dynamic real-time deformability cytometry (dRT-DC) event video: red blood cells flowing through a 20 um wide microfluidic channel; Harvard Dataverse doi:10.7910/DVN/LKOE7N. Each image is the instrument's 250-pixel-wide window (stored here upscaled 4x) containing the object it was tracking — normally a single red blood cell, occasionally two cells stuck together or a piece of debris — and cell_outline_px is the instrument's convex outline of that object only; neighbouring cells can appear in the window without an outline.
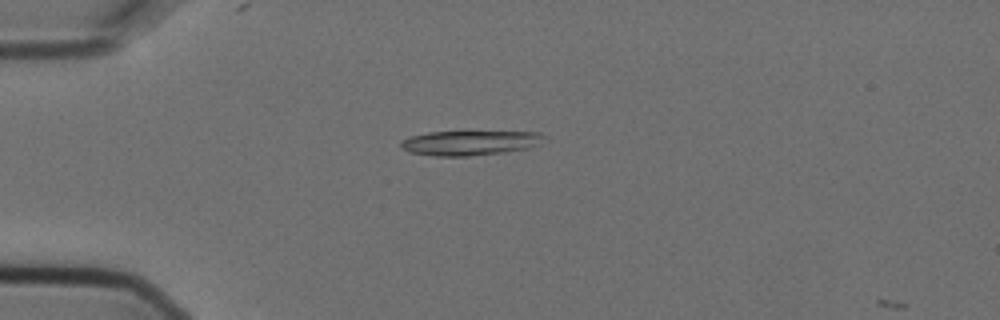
{"species": "Egyptian fruit bat (a non-hibernating species)", "species_latin": "Rousettus aegyptiacus", "temperature_condition": "cold", "stored_images_in_passage": 2, "camera_frame_rate_fps": 3000, "um_per_image_px": 0.085, "animal": {"sex": "female"}, "frame": {"image": 1, "passage_image": 1, "time_ms": 0.0, "image_size_px": [1000, 320], "cell_outline_px": [[548, 136], [540, 144], [528, 148], [504, 152], [468, 156], [432, 156], [408, 152], [400, 148], [400, 144], [404, 140], [412, 136], [428, 132], [540, 132]], "centroid_in_image_um": [39.97, 12.15], "position_along_channel_um": 45.0, "area_um2": 20.63}}